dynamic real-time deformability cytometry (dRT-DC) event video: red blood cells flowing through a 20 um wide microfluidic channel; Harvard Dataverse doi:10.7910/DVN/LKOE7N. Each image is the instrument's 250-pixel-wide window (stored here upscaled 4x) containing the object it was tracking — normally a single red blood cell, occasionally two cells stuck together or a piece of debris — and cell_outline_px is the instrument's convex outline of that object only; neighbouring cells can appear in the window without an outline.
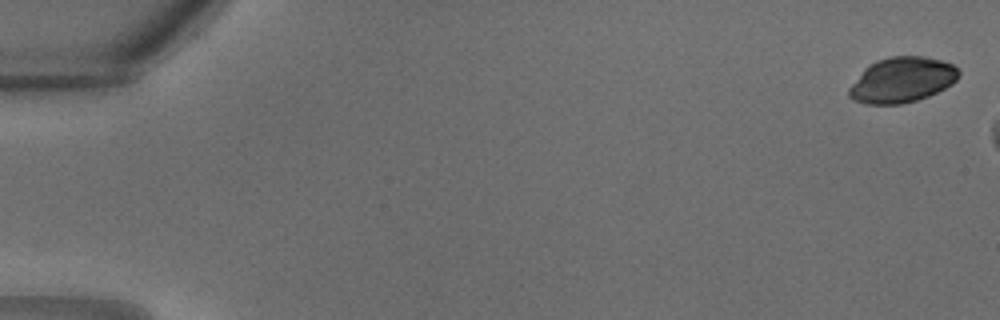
{"species": "common noctule bat (a hibernating species)", "species_latin": "Nyctalus noctula", "temperature_condition": "warm", "stored_images_in_passage": 4, "camera_frame_rate_fps": 3000, "um_per_image_px": 0.085, "animal": {"sex": "male", "body_mass_g": 18.8}, "frame": {"image": 1, "passage_image": 1, "time_ms": 0.0, "image_size_px": [1000, 320], "cell_outline_px": [[960, 76], [952, 84], [928, 96], [916, 100], [900, 104], [868, 104], [856, 100], [848, 96], [848, 88], [864, 68], [868, 64], [876, 60], [888, 56], [924, 56], [940, 60], [952, 64], [960, 72]], "centroid_in_image_um": [76.65, 6.78], "position_along_channel_um": 8.3, "area_um2": 28.96}}